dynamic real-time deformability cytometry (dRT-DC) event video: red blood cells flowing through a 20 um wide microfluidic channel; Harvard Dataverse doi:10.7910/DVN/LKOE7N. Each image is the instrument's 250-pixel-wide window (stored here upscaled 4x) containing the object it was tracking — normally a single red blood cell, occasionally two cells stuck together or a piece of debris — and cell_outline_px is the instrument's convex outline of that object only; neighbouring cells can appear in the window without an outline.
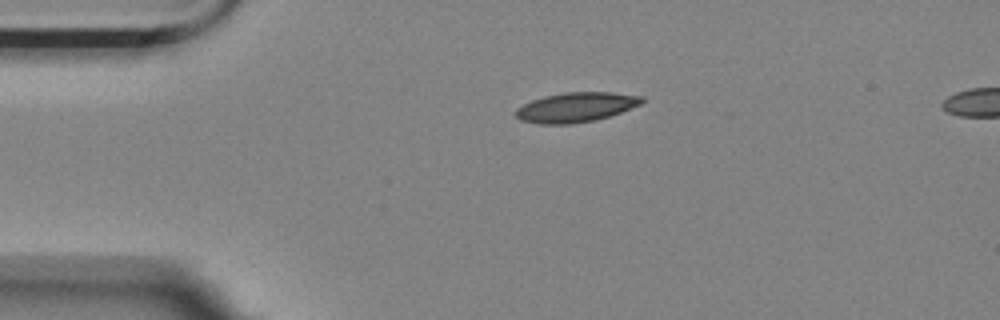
{"species": "Egyptian fruit bat (a non-hibernating species)", "species_latin": "Rousettus aegyptiacus", "temperature_condition": "room temperature", "stored_images_in_passage": 46, "segment_of_instrument_passage": [1, 2], "camera_frame_rate_fps": 3000, "um_per_image_px": 0.085, "animal": {"sex": "female"}, "frame": {"image": 1, "passage_image": 1, "time_ms": 0.0, "image_size_px": [1000, 320], "cell_outline_px": [[644, 100], [640, 104], [620, 112], [608, 116], [592, 120], [568, 124], [540, 124], [520, 120], [516, 116], [516, 108], [532, 100], [544, 96], [564, 92], [612, 92], [644, 96]], "centroid_in_image_um": [48.94, 9.1], "position_along_channel_um": 36.1, "area_um2": 21.62}}
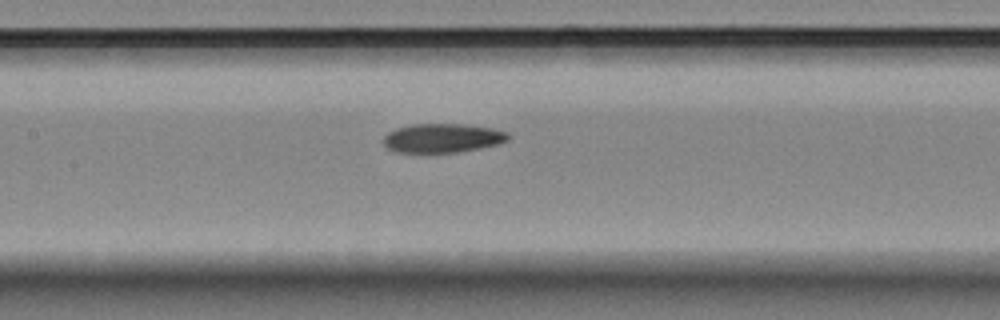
{"frame": {"image": 2, "passage_image": 15, "time_ms": 4.667, "image_size_px": [1000, 320], "cell_outline_px": [[508, 140], [496, 144], [460, 152], [396, 152], [388, 148], [384, 144], [384, 136], [388, 132], [396, 128], [412, 124], [464, 124], [492, 128], [508, 132]], "centroid_in_image_um": [37.59, 11.73], "position_along_channel_um": 169.8, "area_um2": 20.92}}
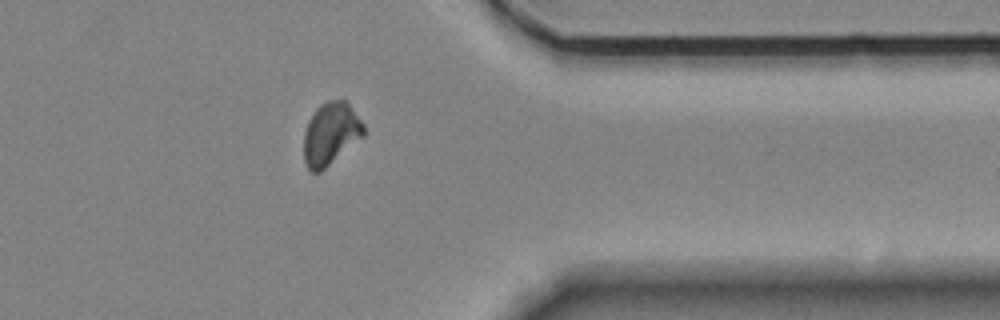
{"frame": {"image": 3, "passage_image": 34, "time_ms": 11.0, "image_size_px": [1000, 320], "cell_outline_px": [[364, 136], [320, 172], [312, 172], [308, 168], [304, 160], [304, 132], [308, 120], [316, 108], [320, 104], [328, 100], [348, 100], [364, 124]], "centroid_in_image_um": [28.12, 11.34], "position_along_channel_um": 383.3, "area_um2": 21.96}}